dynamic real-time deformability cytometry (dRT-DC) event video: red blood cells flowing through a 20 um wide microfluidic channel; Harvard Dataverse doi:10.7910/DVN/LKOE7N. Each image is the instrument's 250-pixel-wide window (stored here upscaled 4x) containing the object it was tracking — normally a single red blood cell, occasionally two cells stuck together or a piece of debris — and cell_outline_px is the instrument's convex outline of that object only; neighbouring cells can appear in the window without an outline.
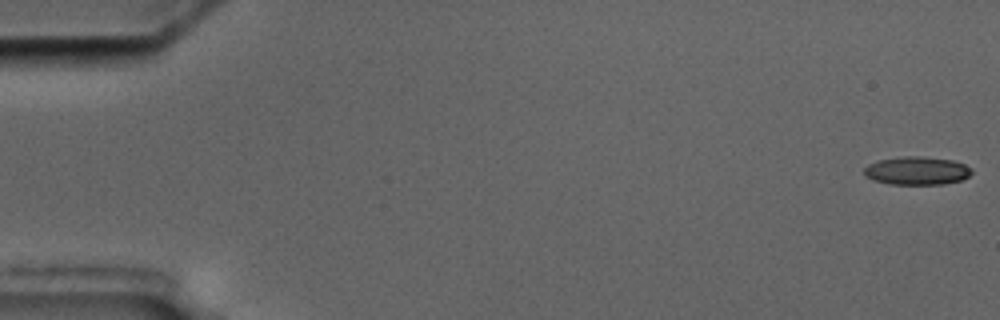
{"species": "common noctule bat (a hibernating species)", "species_latin": "Nyctalus noctula", "temperature_condition": "cold", "stored_images_in_passage": 7, "camera_frame_rate_fps": 3000, "um_per_image_px": 0.085, "animal": {"sex": "male", "body_mass_g": 17.5, "forearm_length_mm": 52.3}, "frame": {"image": 1, "passage_image": 1, "time_ms": 0.0, "image_size_px": [1000, 320], "cell_outline_px": [[972, 172], [968, 176], [960, 180], [944, 184], [888, 184], [872, 180], [864, 176], [864, 168], [868, 164], [876, 160], [904, 156], [924, 156], [952, 160], [964, 164], [972, 168]], "centroid_in_image_um": [77.89, 14.5], "position_along_channel_um": 7.1, "area_um2": 17.86}}
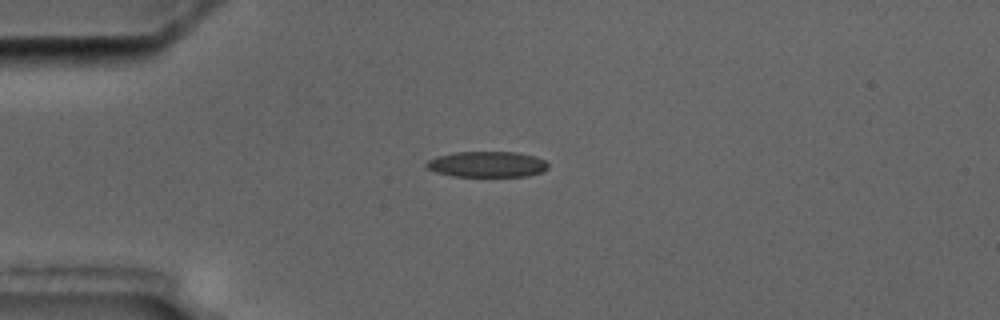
{"frame": {"image": 2, "passage_image": 5, "time_ms": 4.667, "image_size_px": [1000, 320], "cell_outline_px": [[548, 168], [544, 172], [528, 176], [452, 176], [436, 172], [428, 168], [424, 164], [428, 160], [436, 156], [456, 152], [516, 152], [536, 156], [544, 160], [548, 164]], "centroid_in_image_um": [41.42, 13.96], "position_along_channel_um": 43.6, "area_um2": 18.38}}